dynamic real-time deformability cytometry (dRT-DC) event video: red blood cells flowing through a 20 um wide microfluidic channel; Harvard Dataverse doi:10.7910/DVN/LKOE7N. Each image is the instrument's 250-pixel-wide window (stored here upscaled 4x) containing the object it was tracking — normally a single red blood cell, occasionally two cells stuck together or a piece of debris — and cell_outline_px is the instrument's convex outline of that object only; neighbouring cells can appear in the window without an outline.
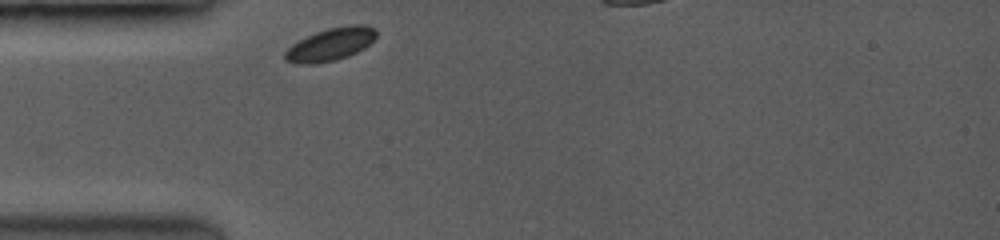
{"species": "common noctule bat (a hibernating species)", "species_latin": "Nyctalus noctula", "temperature_condition": "room temperature", "stored_images_in_passage": 20, "camera_frame_rate_fps": 3500, "um_per_image_px": 0.085, "animal": {"sex": "female", "body_mass_g": 19.0, "forearm_length_mm": 53.3}, "frame": {"image": 1, "passage_image": 1, "time_ms": 0.0, "image_size_px": [1000, 240], "cell_outline_px": [[376, 36], [364, 48], [348, 56], [336, 60], [312, 64], [296, 64], [284, 60], [284, 52], [292, 44], [316, 32], [328, 28], [348, 24], [364, 24], [376, 28]], "centroid_in_image_um": [28.09, 3.76], "position_along_channel_um": 56.9, "area_um2": 17.46}}
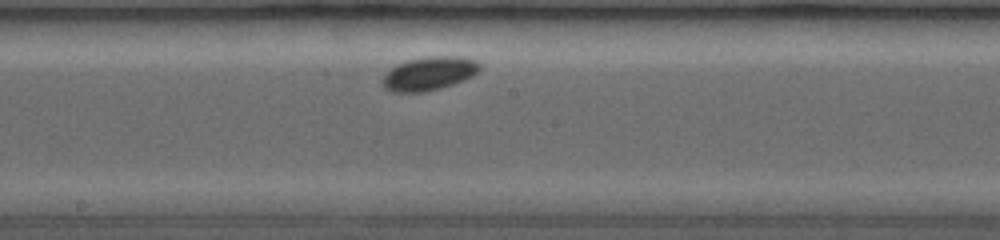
{"frame": {"image": 2, "passage_image": 8, "time_ms": 4.286, "image_size_px": [1000, 240], "cell_outline_px": [[480, 68], [472, 76], [464, 80], [440, 88], [420, 92], [400, 92], [388, 88], [380, 80], [392, 68], [408, 60], [428, 56], [460, 56], [476, 60], [480, 64]], "centroid_in_image_um": [36.53, 6.23], "position_along_channel_um": 211.7, "area_um2": 18.55}}
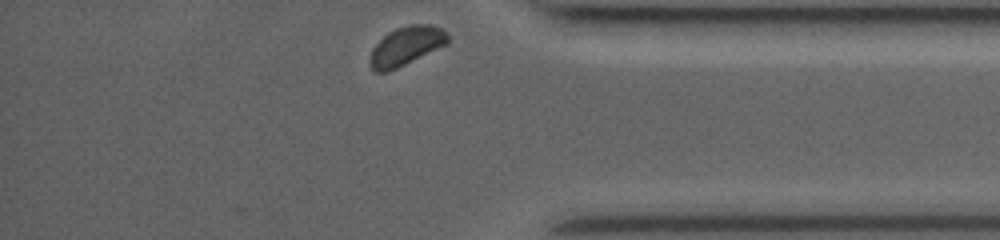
{"frame": {"image": 3, "passage_image": 20, "time_ms": 9.429, "image_size_px": [1000, 240], "cell_outline_px": [[448, 44], [388, 72], [376, 72], [372, 68], [372, 48], [388, 32], [396, 28], [412, 24], [432, 24], [448, 32]], "centroid_in_image_um": [34.58, 3.89], "position_along_channel_um": 400.6, "area_um2": 17.34}, "authors_computed_cell_mechanics": {"area_um2": 17.4845, "velocity_mm_per_s": 3.751, "shape_relaxation_time_tau1_ms": 1.3149, "shape_relaxation_time_tau2_ms": 4.2819, "deformation_change_tau1": 0.0324, "deformation_change_tau2": 0.029}}